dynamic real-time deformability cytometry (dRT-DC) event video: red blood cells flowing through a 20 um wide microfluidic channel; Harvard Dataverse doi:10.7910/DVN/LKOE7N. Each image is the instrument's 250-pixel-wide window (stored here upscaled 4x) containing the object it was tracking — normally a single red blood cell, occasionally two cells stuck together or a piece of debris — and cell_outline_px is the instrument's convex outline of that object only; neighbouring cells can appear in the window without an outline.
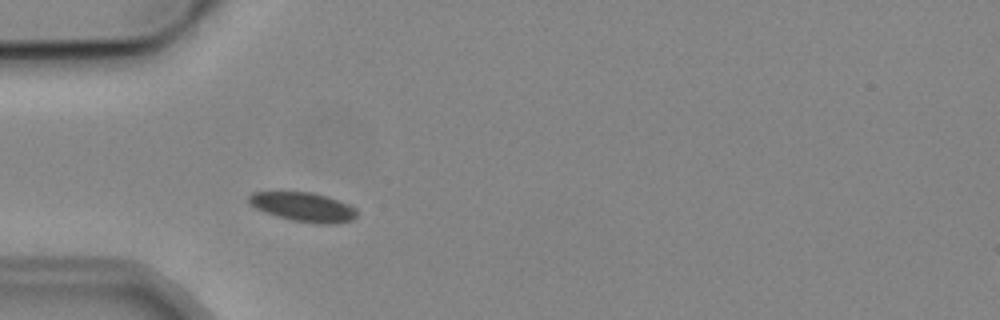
{"species": "common noctule bat (a hibernating species)", "species_latin": "Nyctalus noctula", "temperature_condition": "cold", "stored_images_in_passage": 1, "camera_frame_rate_fps": 3000, "um_per_image_px": 0.085, "animal": {"sex": "male", "body_mass_g": 19.2, "forearm_length_mm": 51.8}, "frame": {"image": 1, "passage_image": 1, "time_ms": 0.0, "image_size_px": [1000, 320], "cell_outline_px": [[356, 216], [352, 220], [336, 224], [320, 224], [292, 220], [276, 216], [256, 208], [248, 200], [248, 196], [252, 192], [312, 192], [328, 196], [348, 204], [356, 208]], "centroid_in_image_um": [25.81, 17.59], "position_along_channel_um": 59.2, "area_um2": 18.32}}